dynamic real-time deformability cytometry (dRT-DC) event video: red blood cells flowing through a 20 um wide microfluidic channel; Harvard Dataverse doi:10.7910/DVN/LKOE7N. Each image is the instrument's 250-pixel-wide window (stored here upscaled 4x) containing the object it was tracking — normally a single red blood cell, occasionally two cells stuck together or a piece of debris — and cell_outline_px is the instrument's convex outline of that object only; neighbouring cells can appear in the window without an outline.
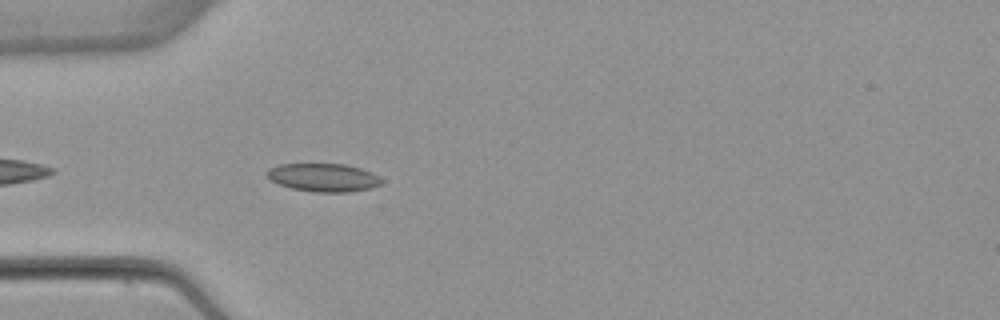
{"species": "common noctule bat (a hibernating species)", "species_latin": "Nyctalus noctula", "temperature_condition": "warm", "stored_images_in_passage": 9, "camera_frame_rate_fps": 3000, "um_per_image_px": 0.085, "animal": {"sex": "female", "body_mass_g": 22.7, "forearm_length_mm": 54.2}, "frame": {"image": 1, "passage_image": 3, "time_ms": 0.667, "image_size_px": [1000, 320], "cell_outline_px": [[384, 180], [380, 184], [372, 188], [348, 192], [312, 192], [292, 188], [280, 184], [264, 176], [264, 172], [268, 168], [280, 164], [344, 164], [360, 168], [372, 172]], "centroid_in_image_um": [27.47, 15.08], "position_along_channel_um": 57.5, "area_um2": 18.96}}